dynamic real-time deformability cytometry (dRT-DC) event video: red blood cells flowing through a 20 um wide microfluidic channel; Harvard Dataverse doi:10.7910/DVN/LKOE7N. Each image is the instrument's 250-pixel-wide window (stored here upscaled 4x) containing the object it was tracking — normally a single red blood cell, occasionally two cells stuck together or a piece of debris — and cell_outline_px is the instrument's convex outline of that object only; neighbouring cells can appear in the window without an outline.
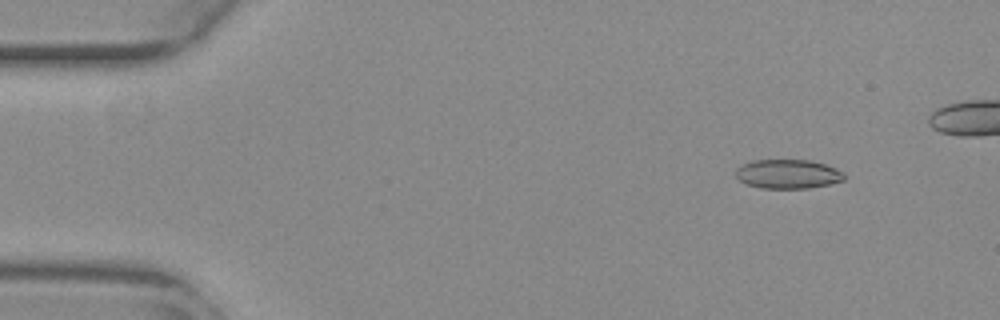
{"species": "common noctule bat (a hibernating species)", "species_latin": "Nyctalus noctula", "temperature_condition": "warm", "stored_images_in_passage": 49, "camera_frame_rate_fps": 3000, "um_per_image_px": 0.085, "animal": {"sex": "female", "body_mass_g": 29.2, "forearm_length_mm": 56.3}, "frame": {"image": 1, "passage_image": 6, "time_ms": 1.667, "image_size_px": [1000, 320], "cell_outline_px": [[844, 180], [828, 184], [808, 188], [760, 188], [744, 184], [736, 176], [736, 168], [752, 160], [812, 160], [836, 168], [844, 172]], "centroid_in_image_um": [66.96, 14.79], "position_along_channel_um": 18.0, "area_um2": 18.44}}
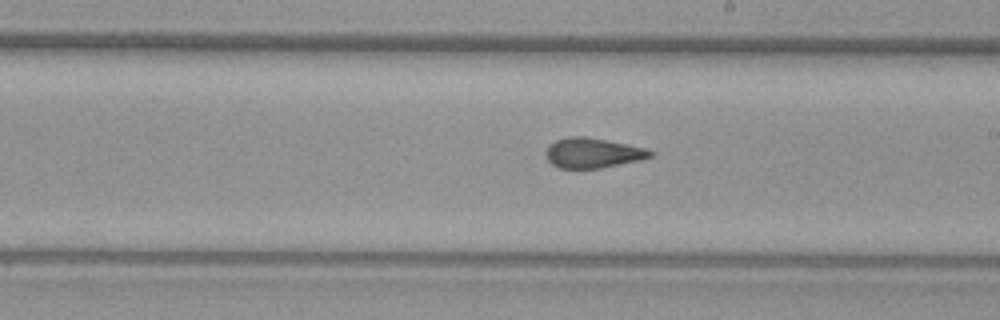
{"frame": {"image": 2, "passage_image": 31, "time_ms": 10.0, "image_size_px": [1000, 320], "cell_outline_px": [[656, 152], [652, 156], [640, 160], [600, 168], [560, 168], [552, 164], [548, 160], [544, 152], [548, 144], [556, 140], [568, 136], [584, 136], [648, 148]], "centroid_in_image_um": [50.38, 12.99], "position_along_channel_um": 238.6, "area_um2": 18.38}}
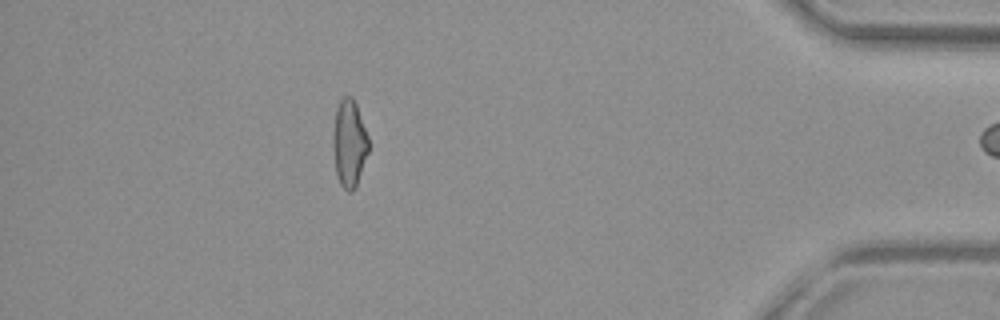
{"frame": {"image": 3, "passage_image": 48, "time_ms": 15.667, "image_size_px": [1000, 320], "cell_outline_px": [[368, 152], [356, 188], [352, 192], [348, 192], [340, 184], [336, 172], [332, 144], [332, 132], [336, 108], [340, 100], [344, 96], [352, 96], [356, 104], [368, 136]], "centroid_in_image_um": [29.67, 12.19], "position_along_channel_um": 405.5, "area_um2": 18.21}}